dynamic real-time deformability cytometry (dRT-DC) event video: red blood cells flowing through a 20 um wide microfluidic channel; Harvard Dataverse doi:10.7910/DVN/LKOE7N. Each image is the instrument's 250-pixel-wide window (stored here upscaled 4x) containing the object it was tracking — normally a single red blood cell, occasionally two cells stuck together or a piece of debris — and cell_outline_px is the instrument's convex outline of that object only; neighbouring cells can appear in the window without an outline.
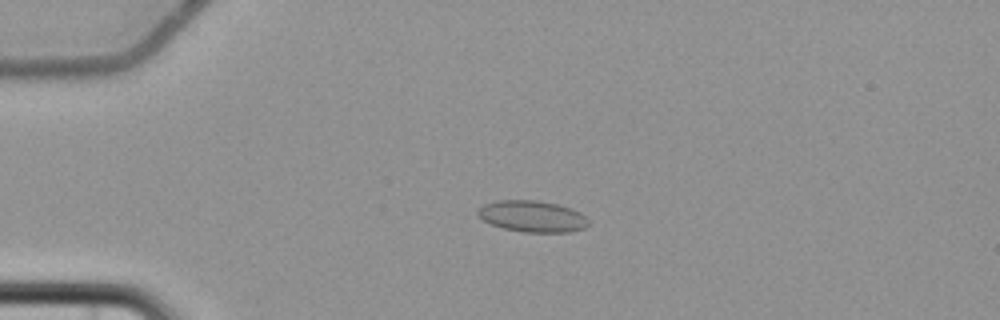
{"species": "common noctule bat (a hibernating species)", "species_latin": "Nyctalus noctula", "temperature_condition": "cold", "stored_images_in_passage": 5, "camera_frame_rate_fps": 3000, "um_per_image_px": 0.085, "animal": {"sex": "female", "body_mass_g": 22.7, "forearm_length_mm": 54.2}, "frame": {"image": 1, "passage_image": 4, "time_ms": 4.667, "image_size_px": [1000, 320], "cell_outline_px": [[588, 224], [584, 228], [572, 232], [524, 232], [504, 228], [492, 224], [484, 220], [476, 212], [484, 204], [496, 200], [536, 200], [556, 204], [572, 208], [580, 212], [588, 220]], "centroid_in_image_um": [45.26, 18.38], "position_along_channel_um": 39.7, "area_um2": 20.11}}